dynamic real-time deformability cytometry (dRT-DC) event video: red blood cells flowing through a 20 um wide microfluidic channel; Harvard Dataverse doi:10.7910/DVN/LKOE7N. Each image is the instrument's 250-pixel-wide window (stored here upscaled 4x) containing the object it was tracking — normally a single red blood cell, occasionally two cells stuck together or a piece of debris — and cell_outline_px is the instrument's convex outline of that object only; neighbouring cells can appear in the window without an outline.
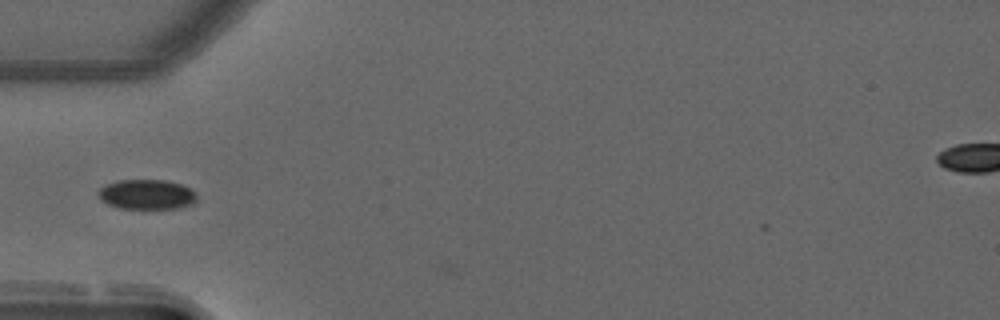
{"species": "common noctule bat (a hibernating species)", "species_latin": "Nyctalus noctula", "temperature_condition": "warm", "stored_images_in_passage": 39, "camera_frame_rate_fps": 3000, "um_per_image_px": 0.085, "animal": {"sex": "male", "forearm_length_mm": 52.5}, "frame": {"image": 1, "passage_image": 2, "time_ms": 0.333, "image_size_px": [1000, 320], "cell_outline_px": [[196, 200], [192, 204], [180, 208], [120, 208], [108, 204], [100, 200], [100, 188], [116, 180], [164, 180], [180, 184], [196, 192]], "centroid_in_image_um": [12.49, 16.53], "position_along_channel_um": 72.5, "area_um2": 16.94}}
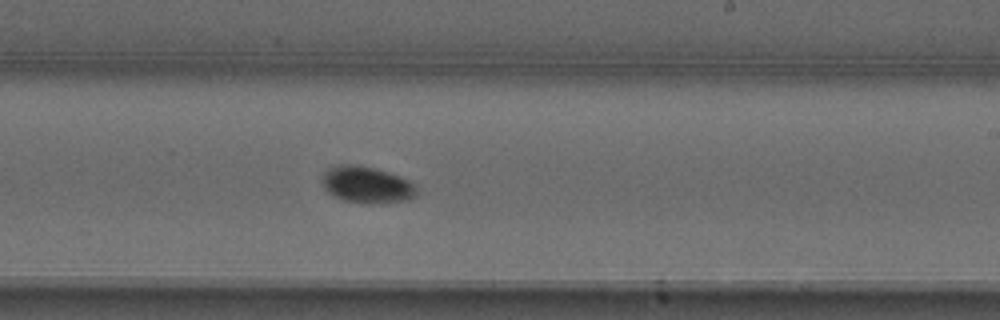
{"frame": {"image": 2, "passage_image": 17, "time_ms": 5.333, "image_size_px": [1000, 320], "cell_outline_px": [[416, 196], [408, 200], [376, 204], [360, 204], [344, 200], [328, 192], [324, 188], [324, 172], [328, 168], [340, 164], [352, 164], [372, 168], [388, 172], [400, 176], [408, 180], [416, 188]], "centroid_in_image_um": [31.19, 15.72], "position_along_channel_um": 257.8, "area_um2": 20.06}}
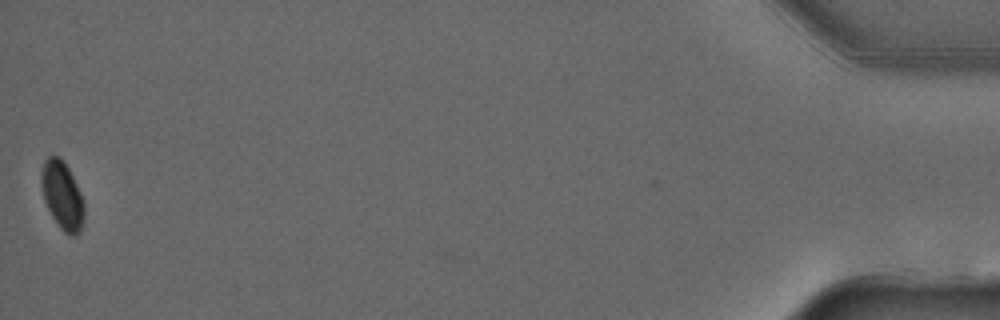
{"frame": {"image": 3, "passage_image": 39, "time_ms": 12.667, "image_size_px": [1000, 320], "cell_outline_px": [[84, 220], [80, 232], [76, 236], [72, 236], [64, 232], [60, 228], [52, 216], [44, 200], [40, 180], [40, 172], [44, 160], [48, 156], [60, 156], [64, 160], [80, 192], [84, 204]], "centroid_in_image_um": [5.28, 16.6], "position_along_channel_um": 429.9, "area_um2": 17.11}, "authors_computed_cell_mechanics": {"area_um2": 18.496, "velocity_mm_per_s": 3.7043, "shape_relaxation_time_tau1_ms": 4.8109, "shape_relaxation_time_tau2_ms": null, "deformation_change_tau1": 0.0813, "deformation_change_tau2": null}}